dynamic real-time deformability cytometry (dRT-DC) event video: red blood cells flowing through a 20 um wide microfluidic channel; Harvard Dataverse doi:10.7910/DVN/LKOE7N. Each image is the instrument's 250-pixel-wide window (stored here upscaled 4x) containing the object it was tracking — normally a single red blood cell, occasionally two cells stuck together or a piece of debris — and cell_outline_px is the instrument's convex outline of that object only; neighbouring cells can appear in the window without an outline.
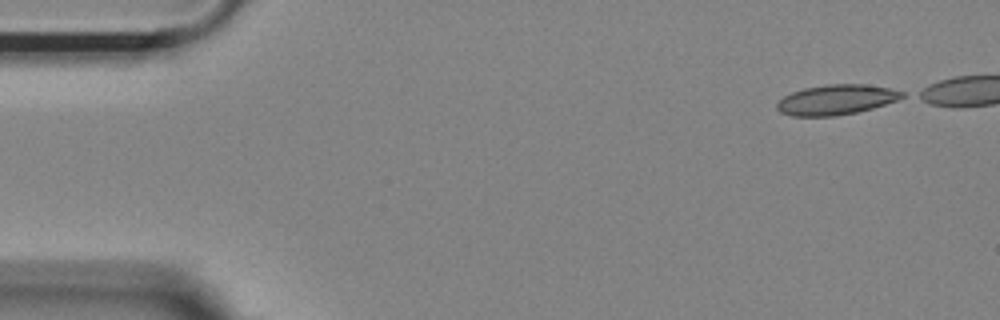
{"species": "Egyptian fruit bat (a non-hibernating species)", "species_latin": "Rousettus aegyptiacus", "temperature_condition": "room temperature", "stored_images_in_passage": 15, "camera_frame_rate_fps": 3000, "um_per_image_px": 0.085, "animal": {"sex": "female"}, "frame": {"image": 1, "passage_image": 1, "time_ms": 0.0, "image_size_px": [1000, 320], "cell_outline_px": [[904, 96], [896, 100], [872, 108], [856, 112], [836, 116], [792, 116], [780, 112], [776, 108], [776, 104], [784, 96], [792, 92], [804, 88], [828, 84], [864, 84], [888, 88], [904, 92]], "centroid_in_image_um": [71.04, 8.48], "position_along_channel_um": 14.0, "area_um2": 21.73}}
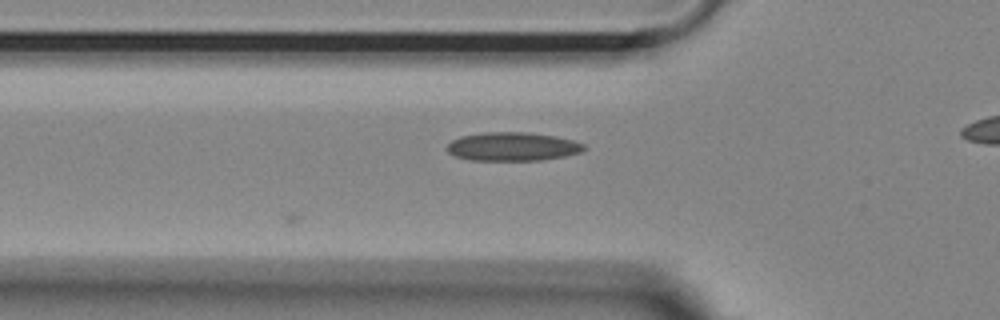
{"frame": {"image": 2, "passage_image": 15, "time_ms": 4.667, "image_size_px": [1000, 320], "cell_outline_px": [[588, 148], [580, 152], [564, 156], [540, 160], [472, 160], [456, 156], [448, 152], [448, 144], [452, 140], [460, 136], [484, 132], [528, 132], [556, 136], [572, 140], [584, 144]], "centroid_in_image_um": [43.59, 12.45], "position_along_channel_um": 82.2, "area_um2": 22.77}}